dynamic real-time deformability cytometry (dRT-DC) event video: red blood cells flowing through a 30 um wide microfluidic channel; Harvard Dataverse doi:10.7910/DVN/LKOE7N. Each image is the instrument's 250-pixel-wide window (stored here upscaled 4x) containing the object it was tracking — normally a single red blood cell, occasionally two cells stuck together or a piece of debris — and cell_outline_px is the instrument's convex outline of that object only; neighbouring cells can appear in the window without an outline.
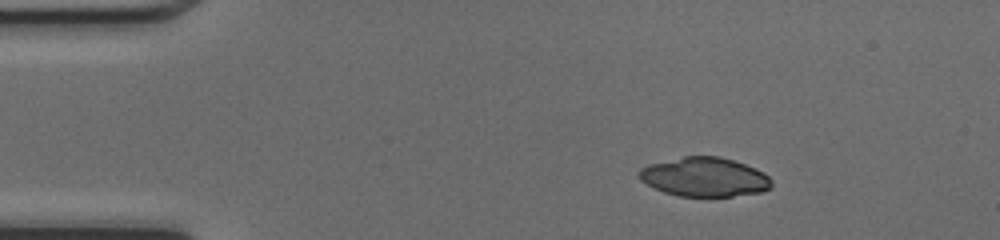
{"species": "common noctule bat (a hibernating species)", "species_latin": "Nyctalus noctula", "temperature_condition": "cold", "stored_images_in_passage": 48, "camera_frame_rate_fps": 3000, "um_per_image_px": 0.085, "animal": {"sex": "female", "body_mass_g": 17.0, "forearm_length_mm": 48.0}, "frame": {"image": 1, "passage_image": 8, "time_ms": 2.333, "image_size_px": [1000, 240], "cell_outline_px": [[772, 188], [760, 192], [732, 196], [676, 196], [664, 192], [640, 180], [636, 172], [640, 168], [648, 164], [684, 156], [720, 156], [756, 168], [764, 172], [772, 180]], "centroid_in_image_um": [59.87, 15.04], "position_along_channel_um": 25.1, "area_um2": 30.35}}